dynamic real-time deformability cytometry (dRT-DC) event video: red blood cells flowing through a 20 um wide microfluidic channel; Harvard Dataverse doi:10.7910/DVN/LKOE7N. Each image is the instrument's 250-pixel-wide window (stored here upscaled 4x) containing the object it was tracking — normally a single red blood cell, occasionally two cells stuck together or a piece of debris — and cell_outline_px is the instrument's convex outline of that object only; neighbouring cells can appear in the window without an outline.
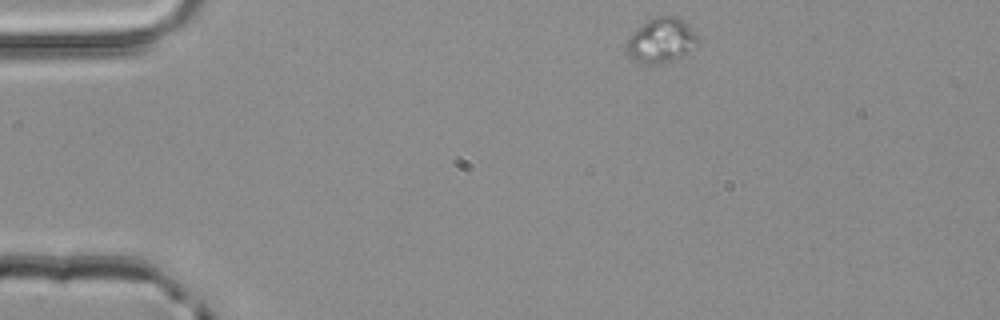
{"species": "common noctule bat (a hibernating species)", "species_latin": "Nyctalus noctula", "temperature_condition": "room temperature", "stored_images_in_passage": 2, "camera_frame_rate_fps": 3000, "um_per_image_px": 0.085, "animal": {"sex": "male", "body_mass_g": 20.4}, "frame": {"image": 1, "passage_image": 1, "time_ms": 0.0, "image_size_px": [1000, 320], "cell_outline_px": [[696, 40], [688, 52], [672, 60], [660, 64], [640, 64], [632, 60], [628, 56], [624, 48], [628, 36], [644, 24], [656, 16], [676, 16], [684, 20], [692, 28], [696, 36]], "centroid_in_image_um": [56.12, 3.45], "position_along_channel_um": 28.9, "area_um2": 18.44}}